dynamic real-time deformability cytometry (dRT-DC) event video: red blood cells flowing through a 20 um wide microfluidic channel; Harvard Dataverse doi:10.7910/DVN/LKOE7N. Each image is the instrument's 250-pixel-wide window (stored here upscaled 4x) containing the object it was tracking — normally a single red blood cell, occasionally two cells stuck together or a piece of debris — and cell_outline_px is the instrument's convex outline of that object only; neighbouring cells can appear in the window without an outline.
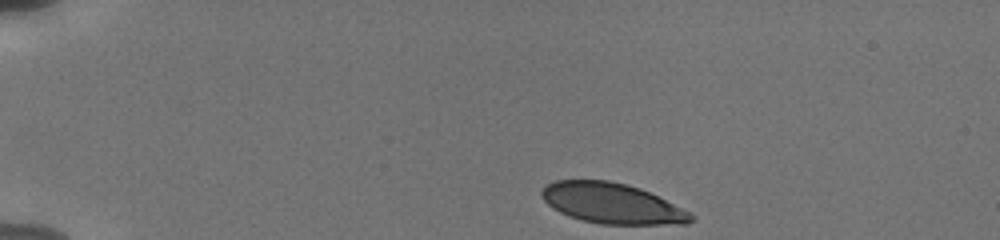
{"species": "human", "species_latin": "Homo sapiens", "temperature_condition": "cold", "stored_images_in_passage": 17, "camera_frame_rate_fps": 3000, "um_per_image_px": 0.085, "donor": {"sex": "male"}, "frame": {"image": 1, "passage_image": 1, "time_ms": 0.0, "image_size_px": [1000, 240], "cell_outline_px": [[696, 216], [688, 224], [600, 224], [580, 220], [568, 216], [560, 212], [548, 204], [544, 200], [540, 192], [548, 184], [556, 180], [608, 180], [628, 184], [640, 188], [692, 212]], "centroid_in_image_um": [52.05, 17.29], "position_along_channel_um": 32.9, "area_um2": 35.26}}
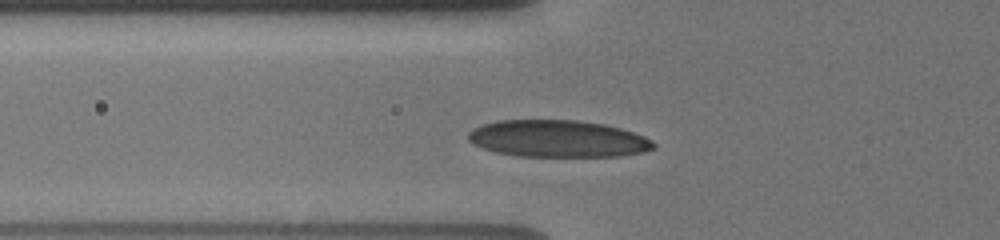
{"frame": {"image": 2, "passage_image": 13, "time_ms": 3.333, "image_size_px": [1000, 240], "cell_outline_px": [[656, 148], [644, 152], [620, 156], [520, 156], [496, 152], [472, 144], [468, 140], [468, 132], [472, 128], [480, 124], [496, 120], [576, 120], [604, 124], [620, 128], [644, 136], [652, 140], [656, 144]], "centroid_in_image_um": [47.4, 11.78], "position_along_channel_um": 78.4, "area_um2": 40.17}}